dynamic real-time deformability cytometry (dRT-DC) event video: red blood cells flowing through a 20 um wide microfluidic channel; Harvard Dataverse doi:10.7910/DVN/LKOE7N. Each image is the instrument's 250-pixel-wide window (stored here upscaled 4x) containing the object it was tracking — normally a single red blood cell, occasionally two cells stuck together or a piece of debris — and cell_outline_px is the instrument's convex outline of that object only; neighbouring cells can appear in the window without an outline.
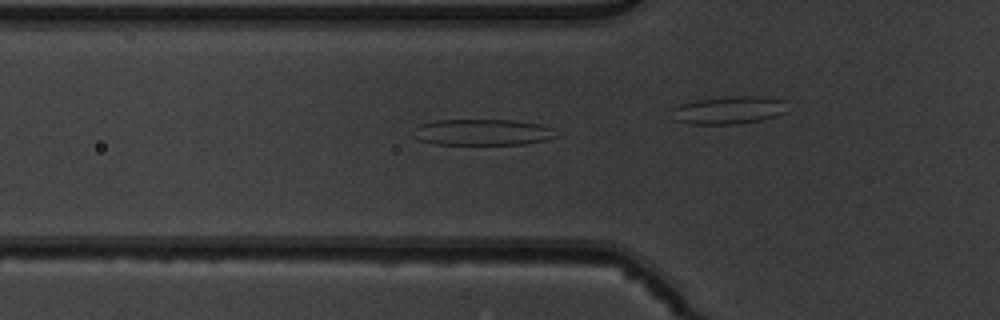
{"species": "common noctule bat (a hibernating species)", "species_latin": "Nyctalus noctula", "temperature_condition": "warm", "stored_images_in_passage": 42, "camera_frame_rate_fps": 3000, "um_per_image_px": 0.085, "animal": {"sex": "male", "body_mass_g": 19.5, "forearm_length_mm": 54.6}, "frame": {"image": 1, "passage_image": 19, "time_ms": 6.0, "image_size_px": [1000, 320], "cell_outline_px": [[560, 136], [544, 140], [524, 144], [436, 144], [420, 140], [420, 124], [436, 120], [512, 120], [540, 124], [552, 128]], "centroid_in_image_um": [41.17, 11.23], "position_along_channel_um": 84.6, "area_um2": 21.21}}
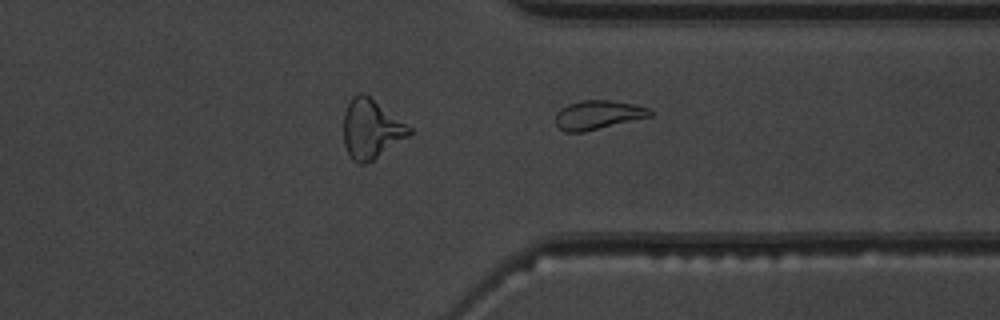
{"frame": {"image": 2, "passage_image": 42, "time_ms": 13.667, "image_size_px": [1000, 320], "cell_outline_px": [[652, 116], [584, 132], [564, 132], [556, 124], [556, 112], [560, 108], [568, 104], [580, 100], [612, 100], [632, 104], [648, 108], [652, 112]], "centroid_in_image_um": [50.8, 9.76], "position_along_channel_um": 360.6, "area_um2": 15.95}}